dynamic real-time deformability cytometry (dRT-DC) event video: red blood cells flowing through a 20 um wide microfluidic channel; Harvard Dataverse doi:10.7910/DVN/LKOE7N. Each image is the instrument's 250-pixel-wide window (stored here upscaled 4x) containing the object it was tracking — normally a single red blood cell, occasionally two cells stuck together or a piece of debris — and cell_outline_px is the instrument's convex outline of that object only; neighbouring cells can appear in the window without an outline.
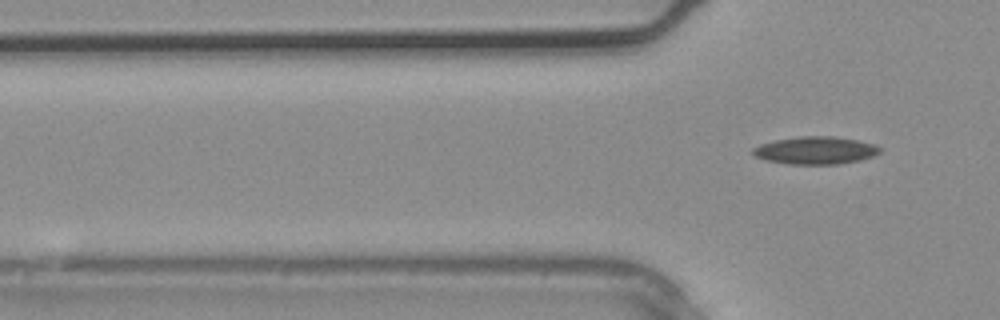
{"species": "common noctule bat (a hibernating species)", "species_latin": "Nyctalus noctula", "temperature_condition": "warm", "stored_images_in_passage": 4, "camera_frame_rate_fps": 3000, "um_per_image_px": 0.085, "animal": {"sex": "male", "body_mass_g": 20.4}, "frame": {"image": 1, "passage_image": 4, "time_ms": 1.0, "image_size_px": [1000, 320], "cell_outline_px": [[880, 152], [872, 156], [860, 160], [836, 164], [788, 164], [768, 160], [756, 156], [752, 152], [752, 148], [760, 144], [776, 140], [800, 136], [832, 136], [860, 140], [876, 144], [880, 148]], "centroid_in_image_um": [69.34, 12.77], "position_along_channel_um": 56.5, "area_um2": 20.35}}